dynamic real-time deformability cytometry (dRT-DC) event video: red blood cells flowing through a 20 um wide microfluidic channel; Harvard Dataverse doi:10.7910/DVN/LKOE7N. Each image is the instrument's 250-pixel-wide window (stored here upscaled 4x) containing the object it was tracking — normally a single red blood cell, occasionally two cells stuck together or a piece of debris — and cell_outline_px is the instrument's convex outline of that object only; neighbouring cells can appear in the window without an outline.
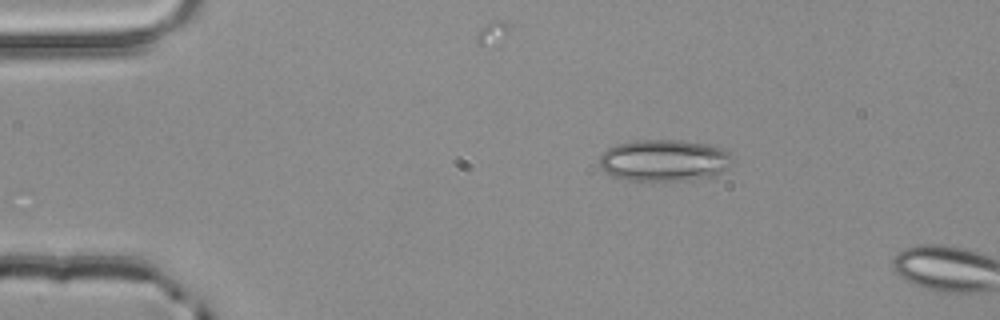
{"species": "common noctule bat (a hibernating species)", "species_latin": "Nyctalus noctula", "temperature_condition": "room temperature", "stored_images_in_passage": 4, "camera_frame_rate_fps": 3000, "um_per_image_px": 0.085, "animal": {"sex": "male", "body_mass_g": 20.4}, "frame": {"image": 1, "passage_image": 4, "time_ms": 1.0, "image_size_px": [1000, 320], "cell_outline_px": [[732, 164], [720, 172], [708, 176], [692, 180], [628, 180], [612, 176], [604, 172], [600, 168], [600, 156], [608, 148], [616, 144], [636, 140], [680, 140], [704, 144], [720, 148], [728, 152], [732, 156]], "centroid_in_image_um": [56.41, 13.63], "position_along_channel_um": 28.6, "area_um2": 32.14}}